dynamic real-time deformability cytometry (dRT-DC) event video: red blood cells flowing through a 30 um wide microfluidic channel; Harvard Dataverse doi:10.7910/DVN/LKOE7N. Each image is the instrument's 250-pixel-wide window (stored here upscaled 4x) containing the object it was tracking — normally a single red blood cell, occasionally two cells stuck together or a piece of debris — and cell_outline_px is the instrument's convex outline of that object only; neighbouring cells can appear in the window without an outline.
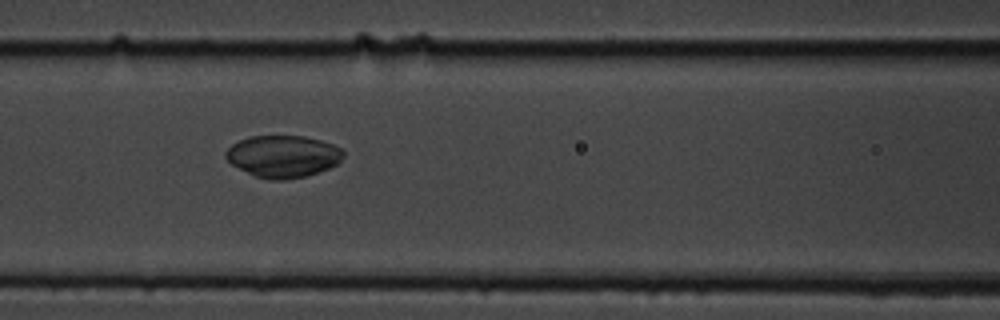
{"species": "common noctule bat (a hibernating species)", "species_latin": "Nyctalus noctula", "temperature_condition": "cold", "stored_images_in_passage": 8, "camera_frame_rate_fps": 3000, "um_per_image_px": 0.085, "animal": {"sex": "male", "body_mass_g": 19.5, "forearm_length_mm": 54.6}, "frame": {"image": 1, "passage_image": 7, "time_ms": 7.667, "image_size_px": [1000, 320], "cell_outline_px": [[344, 156], [336, 164], [328, 168], [308, 176], [284, 180], [268, 180], [256, 176], [232, 164], [224, 156], [224, 152], [232, 144], [248, 136], [304, 136], [320, 140], [344, 148]], "centroid_in_image_um": [24.07, 13.28], "position_along_channel_um": 142.5, "area_um2": 28.84}}
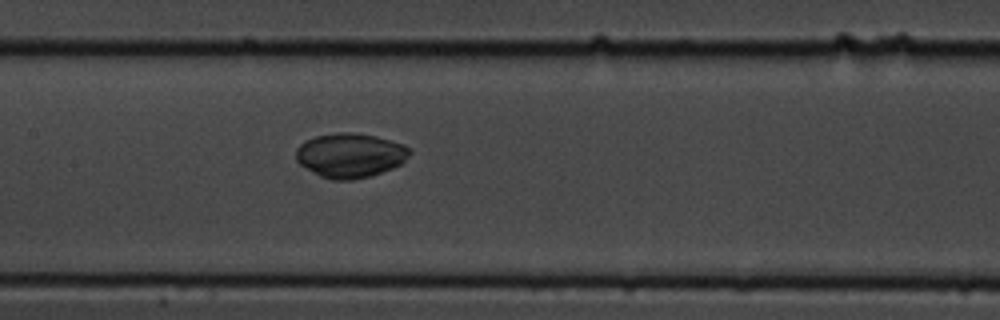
{"frame": {"image": 2, "passage_image": 8, "time_ms": 8.667, "image_size_px": [1000, 320], "cell_outline_px": [[412, 152], [400, 164], [392, 168], [368, 176], [352, 180], [332, 180], [320, 176], [300, 164], [296, 160], [296, 148], [300, 144], [316, 136], [336, 132], [352, 132], [376, 136], [404, 144]], "centroid_in_image_um": [29.75, 13.19], "position_along_channel_um": 177.6, "area_um2": 29.25}}